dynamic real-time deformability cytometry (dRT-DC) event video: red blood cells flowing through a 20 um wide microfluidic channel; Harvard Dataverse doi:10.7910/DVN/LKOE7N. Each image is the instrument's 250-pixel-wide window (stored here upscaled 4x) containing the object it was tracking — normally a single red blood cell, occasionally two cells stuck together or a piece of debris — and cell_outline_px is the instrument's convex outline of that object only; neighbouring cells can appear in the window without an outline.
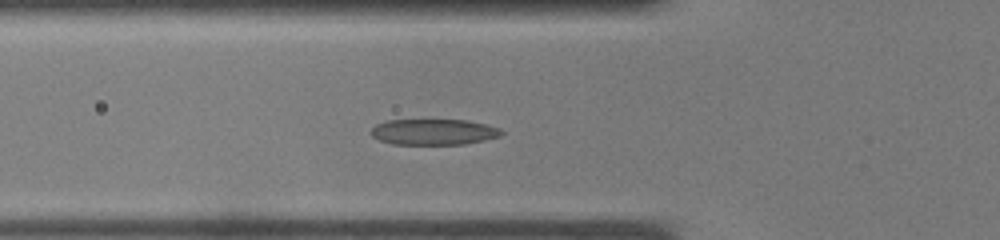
{"species": "common noctule bat (a hibernating species)", "species_latin": "Nyctalus noctula", "temperature_condition": "warm", "stored_images_in_passage": 27, "camera_frame_rate_fps": 3000, "um_per_image_px": 0.085, "animal": {"sex": "male", "body_mass_g": 19.0, "forearm_length_mm": 50.8}, "frame": {"image": 1, "passage_image": 2, "time_ms": 0.333, "image_size_px": [1000, 240], "cell_outline_px": [[504, 132], [500, 136], [484, 140], [464, 144], [392, 144], [380, 140], [372, 136], [368, 132], [376, 124], [388, 120], [468, 120], [500, 128]], "centroid_in_image_um": [36.84, 11.21], "position_along_channel_um": 89.0, "area_um2": 19.65}}
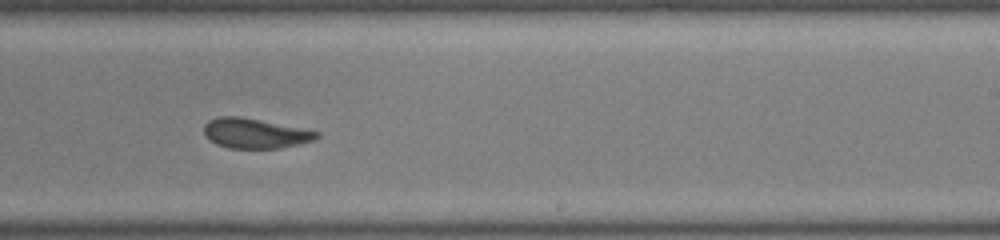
{"frame": {"image": 2, "passage_image": 12, "time_ms": 3.667, "image_size_px": [1000, 240], "cell_outline_px": [[320, 136], [312, 140], [300, 144], [280, 148], [228, 148], [216, 144], [204, 132], [204, 124], [208, 120], [220, 116], [240, 116], [320, 132]], "centroid_in_image_um": [21.67, 11.33], "position_along_channel_um": 267.3, "area_um2": 19.42}}
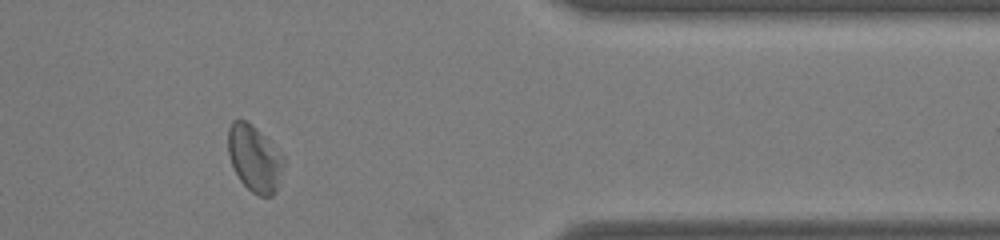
{"frame": {"image": 3, "passage_image": 20, "time_ms": 6.333, "image_size_px": [1000, 240], "cell_outline_px": [[284, 164], [276, 192], [272, 196], [260, 196], [252, 192], [240, 180], [232, 164], [228, 152], [228, 128], [232, 120], [248, 120], [284, 156]], "centroid_in_image_um": [21.63, 13.46], "position_along_channel_um": 389.8, "area_um2": 21.39}}